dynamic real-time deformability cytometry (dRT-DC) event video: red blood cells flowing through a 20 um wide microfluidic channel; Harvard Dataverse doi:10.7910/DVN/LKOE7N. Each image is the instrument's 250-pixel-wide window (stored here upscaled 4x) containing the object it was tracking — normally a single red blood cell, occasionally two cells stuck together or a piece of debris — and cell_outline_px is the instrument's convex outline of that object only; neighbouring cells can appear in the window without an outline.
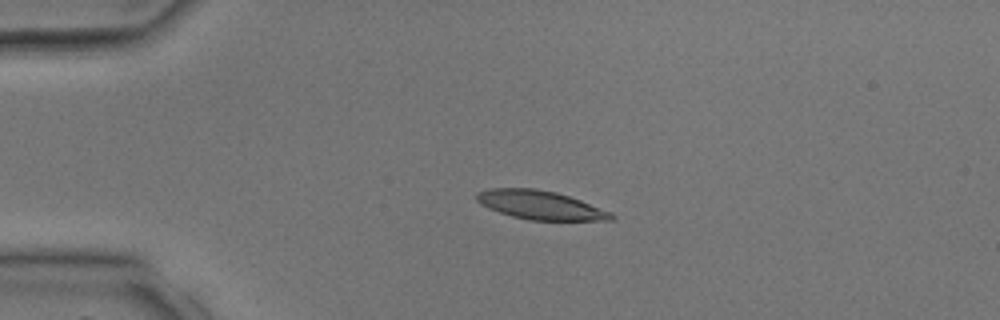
{"species": "common noctule bat (a hibernating species)", "species_latin": "Nyctalus noctula", "temperature_condition": "room temperature", "stored_images_in_passage": 3, "camera_frame_rate_fps": 3000, "um_per_image_px": 0.085, "animal": {"sex": "male", "body_mass_g": 17.9, "forearm_length_mm": 54.2}, "frame": {"image": 1, "passage_image": 2, "time_ms": 1.333, "image_size_px": [1000, 320], "cell_outline_px": [[616, 216], [612, 220], [528, 220], [512, 216], [488, 208], [480, 204], [476, 200], [476, 192], [492, 188], [536, 188], [556, 192], [580, 200], [612, 212]], "centroid_in_image_um": [45.92, 17.42], "position_along_channel_um": 39.1, "area_um2": 22.54}}
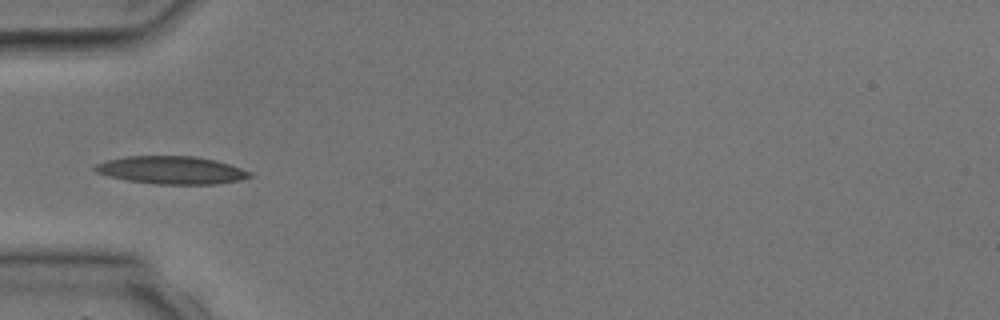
{"frame": {"image": 2, "passage_image": 3, "time_ms": 2.667, "image_size_px": [1000, 320], "cell_outline_px": [[252, 176], [240, 180], [216, 184], [156, 184], [128, 180], [108, 176], [96, 172], [92, 168], [96, 164], [104, 160], [124, 156], [196, 156], [216, 160], [252, 172]], "centroid_in_image_um": [14.55, 14.45], "position_along_channel_um": 70.5, "area_um2": 25.14}}